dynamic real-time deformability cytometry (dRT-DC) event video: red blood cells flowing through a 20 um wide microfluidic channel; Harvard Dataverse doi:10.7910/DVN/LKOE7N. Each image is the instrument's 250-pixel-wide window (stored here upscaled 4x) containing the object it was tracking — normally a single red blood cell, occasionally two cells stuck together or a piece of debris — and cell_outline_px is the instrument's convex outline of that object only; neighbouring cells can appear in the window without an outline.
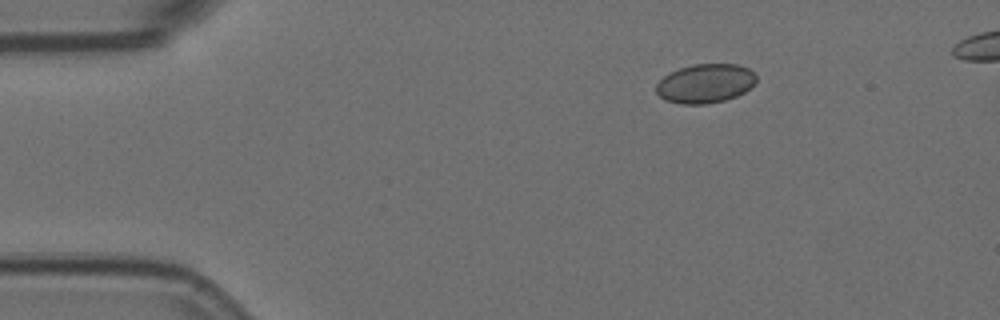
{"species": "Egyptian fruit bat (a non-hibernating species)", "species_latin": "Rousettus aegyptiacus", "temperature_condition": "room temperature", "stored_images_in_passage": 48, "camera_frame_rate_fps": 3000, "um_per_image_px": 0.085, "animal": {"sex": "female"}, "frame": {"image": 1, "passage_image": 1, "time_ms": 0.0, "image_size_px": [1000, 320], "cell_outline_px": [[756, 84], [744, 92], [736, 96], [724, 100], [704, 104], [680, 104], [664, 100], [656, 92], [656, 84], [668, 72], [692, 64], [736, 64], [748, 68], [756, 76]], "centroid_in_image_um": [59.93, 7.09], "position_along_channel_um": 25.1, "area_um2": 22.89}}
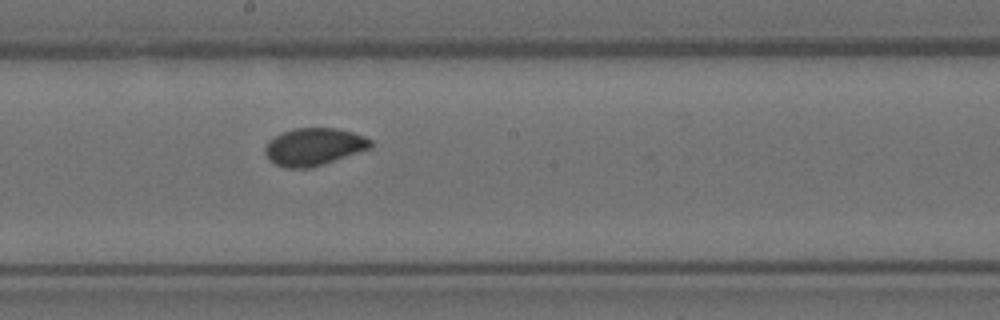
{"frame": {"image": 2, "passage_image": 23, "time_ms": 7.333, "image_size_px": [1000, 320], "cell_outline_px": [[372, 148], [312, 168], [284, 168], [268, 160], [264, 152], [264, 148], [268, 140], [280, 132], [292, 128], [336, 128], [352, 132], [364, 136], [372, 140]], "centroid_in_image_um": [26.65, 12.47], "position_along_channel_um": 221.5, "area_um2": 23.41}}
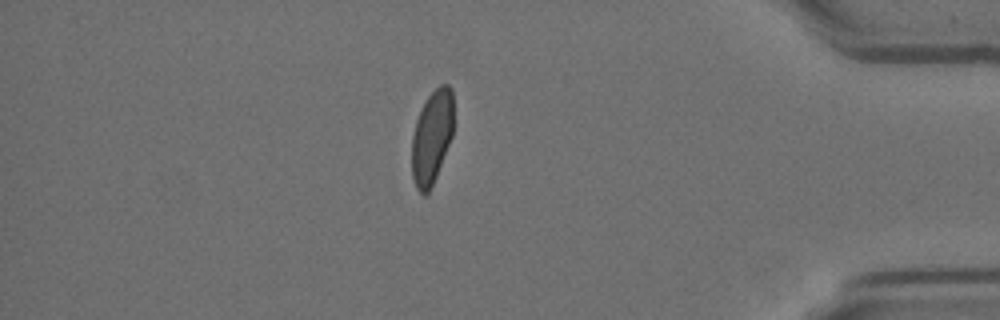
{"frame": {"image": 3, "passage_image": 41, "time_ms": 13.333, "image_size_px": [1000, 320], "cell_outline_px": [[452, 136], [428, 196], [424, 196], [416, 188], [412, 176], [412, 136], [416, 120], [420, 108], [428, 96], [440, 84], [448, 84], [452, 88]], "centroid_in_image_um": [36.69, 11.67], "position_along_channel_um": 398.5, "area_um2": 22.77}, "authors_computed_cell_mechanics": {"area_um2": 23.0911, "velocity_mm_per_s": 3.577, "shape_relaxation_time_tau1_ms": 11.1086, "shape_relaxation_time_tau2_ms": 0.8927, "deformation_change_tau1": 0.1353, "deformation_change_tau2": 0.0337}}